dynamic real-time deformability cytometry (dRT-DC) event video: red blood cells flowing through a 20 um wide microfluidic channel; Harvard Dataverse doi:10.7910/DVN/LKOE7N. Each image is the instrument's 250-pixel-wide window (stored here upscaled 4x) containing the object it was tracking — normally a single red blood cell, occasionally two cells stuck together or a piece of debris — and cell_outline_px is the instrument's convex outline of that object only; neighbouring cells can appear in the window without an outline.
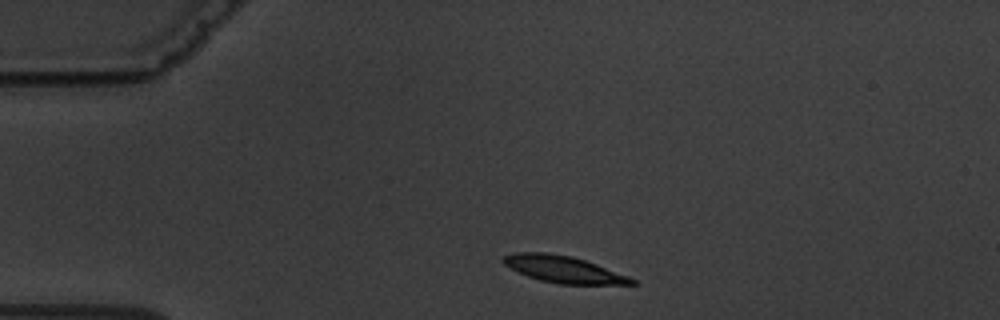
{"species": "common noctule bat (a hibernating species)", "species_latin": "Nyctalus noctula", "temperature_condition": "warm", "stored_images_in_passage": 2, "camera_frame_rate_fps": 3000, "um_per_image_px": 0.085, "animal": {"sex": "male", "body_mass_g": 19.5, "forearm_length_mm": 54.6}, "frame": {"image": 1, "passage_image": 1, "time_ms": 0.0, "image_size_px": [1000, 320], "cell_outline_px": [[636, 284], [560, 284], [540, 280], [528, 276], [504, 264], [500, 260], [504, 256], [516, 252], [548, 252], [572, 256], [596, 264], [628, 276], [636, 280]], "centroid_in_image_um": [47.89, 22.88], "position_along_channel_um": 37.1, "area_um2": 19.83}}